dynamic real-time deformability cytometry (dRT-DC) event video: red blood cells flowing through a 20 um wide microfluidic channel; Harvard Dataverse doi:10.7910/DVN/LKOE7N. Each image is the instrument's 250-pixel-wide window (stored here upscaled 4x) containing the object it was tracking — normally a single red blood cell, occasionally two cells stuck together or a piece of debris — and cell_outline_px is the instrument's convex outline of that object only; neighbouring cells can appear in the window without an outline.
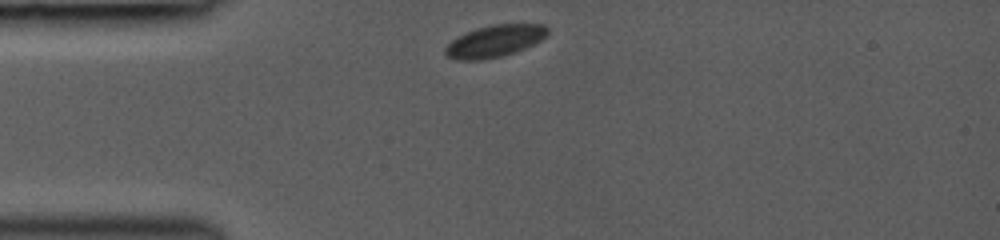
{"species": "common noctule bat (a hibernating species)", "species_latin": "Nyctalus noctula", "temperature_condition": "room temperature", "stored_images_in_passage": 31, "camera_frame_rate_fps": 3000, "um_per_image_px": 0.085, "animal": {"sex": "female", "body_mass_g": 19.0, "forearm_length_mm": 53.3}, "frame": {"image": 1, "passage_image": 1, "time_ms": 0.0, "image_size_px": [1000, 240], "cell_outline_px": [[548, 36], [516, 52], [504, 56], [480, 60], [456, 60], [448, 56], [444, 52], [444, 48], [456, 36], [476, 28], [492, 24], [544, 24], [548, 28]], "centroid_in_image_um": [42.04, 3.49], "position_along_channel_um": 43.0, "area_um2": 19.19}}
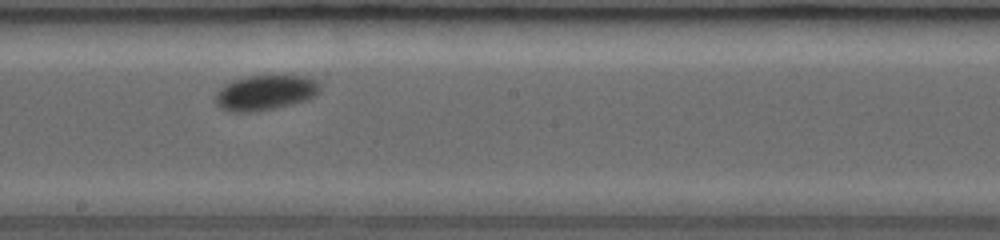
{"frame": {"image": 2, "passage_image": 16, "time_ms": 5.0, "image_size_px": [1000, 240], "cell_outline_px": [[320, 92], [308, 100], [292, 104], [252, 112], [232, 112], [220, 108], [216, 104], [216, 92], [224, 84], [248, 76], [308, 76], [316, 80], [320, 84]], "centroid_in_image_um": [22.57, 7.88], "position_along_channel_um": 225.6, "area_um2": 21.33}}
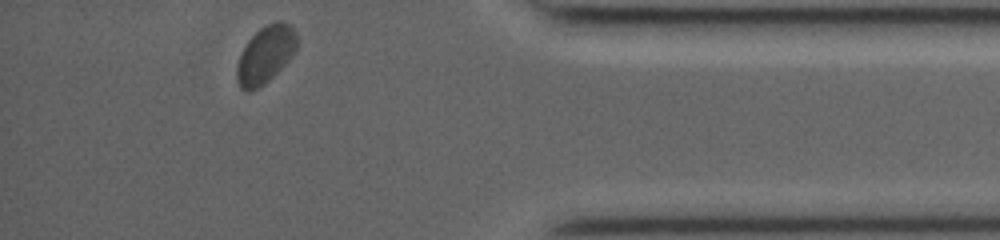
{"frame": {"image": 3, "passage_image": 31, "time_ms": 10.0, "image_size_px": [1000, 240], "cell_outline_px": [[296, 48], [292, 56], [268, 80], [256, 88], [248, 92], [240, 88], [236, 80], [236, 68], [240, 56], [248, 40], [260, 28], [268, 24], [280, 20], [292, 24], [296, 32]], "centroid_in_image_um": [22.56, 4.62], "position_along_channel_um": 412.6, "area_um2": 19.77}}